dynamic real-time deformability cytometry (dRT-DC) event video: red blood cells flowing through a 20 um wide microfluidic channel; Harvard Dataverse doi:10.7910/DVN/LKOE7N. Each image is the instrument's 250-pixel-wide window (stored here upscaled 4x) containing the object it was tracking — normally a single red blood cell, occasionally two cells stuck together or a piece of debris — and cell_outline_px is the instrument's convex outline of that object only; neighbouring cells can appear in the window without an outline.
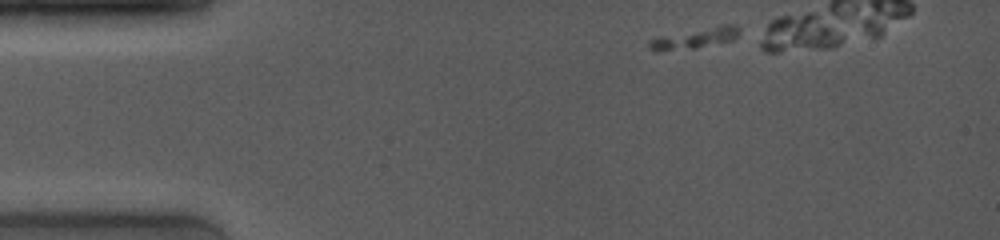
{"species": "common noctule bat (a hibernating species)", "species_latin": "Nyctalus noctula", "temperature_condition": "room temperature", "stored_images_in_passage": 9, "camera_frame_rate_fps": 4000, "um_per_image_px": 0.085, "animal": {"sex": "female", "body_mass_g": 19.0, "forearm_length_mm": 53.3}, "frame": {"image": 1, "passage_image": 1, "time_ms": 0.0, "image_size_px": [1000, 240], "cell_outline_px": [[740, 32], [736, 40], [696, 48], [660, 52], [656, 52], [648, 48], [648, 40], [656, 36], [724, 24], [736, 24], [740, 28]], "centroid_in_image_um": [59.05, 3.25], "position_along_channel_um": 26.0, "area_um2": 11.39}}